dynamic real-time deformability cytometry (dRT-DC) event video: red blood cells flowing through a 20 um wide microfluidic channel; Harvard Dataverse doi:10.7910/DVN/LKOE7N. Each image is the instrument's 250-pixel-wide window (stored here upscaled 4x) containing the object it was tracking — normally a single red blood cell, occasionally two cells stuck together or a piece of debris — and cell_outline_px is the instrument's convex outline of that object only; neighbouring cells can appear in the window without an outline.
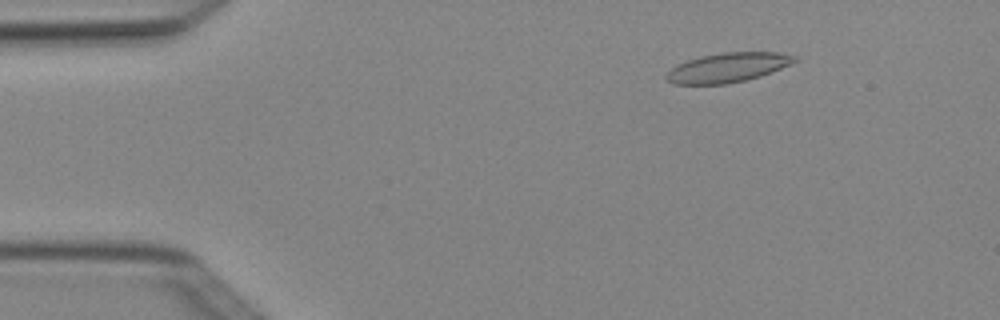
{"species": "Egyptian fruit bat (a non-hibernating species)", "species_latin": "Rousettus aegyptiacus", "temperature_condition": "cold", "stored_images_in_passage": 5, "camera_frame_rate_fps": 3000, "um_per_image_px": 0.085, "animal": {"sex": "female"}, "frame": {"image": 1, "passage_image": 3, "time_ms": 0.667, "image_size_px": [1000, 320], "cell_outline_px": [[796, 60], [780, 68], [760, 76], [744, 80], [724, 84], [672, 84], [664, 76], [676, 64], [700, 56], [720, 52], [780, 52], [796, 56]], "centroid_in_image_um": [61.81, 5.73], "position_along_channel_um": 23.2, "area_um2": 21.79}}